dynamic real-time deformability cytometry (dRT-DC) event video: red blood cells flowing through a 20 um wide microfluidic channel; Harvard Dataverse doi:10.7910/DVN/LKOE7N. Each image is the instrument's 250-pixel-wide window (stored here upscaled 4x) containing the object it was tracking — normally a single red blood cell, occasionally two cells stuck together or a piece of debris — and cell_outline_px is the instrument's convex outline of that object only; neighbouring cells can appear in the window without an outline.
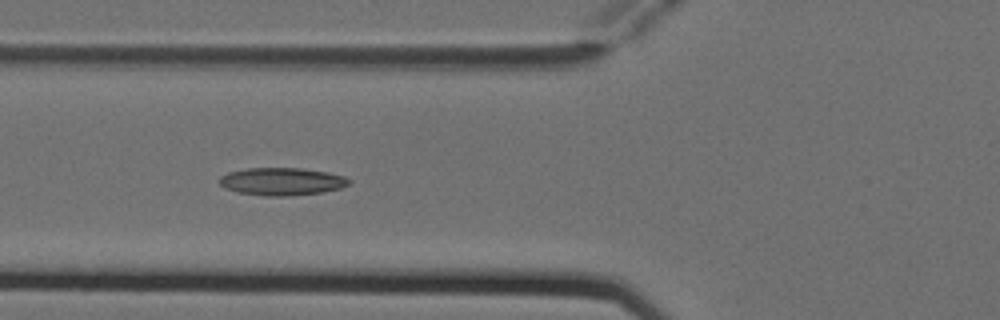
{"species": "Egyptian fruit bat (a non-hibernating species)", "species_latin": "Rousettus aegyptiacus", "temperature_condition": "cold", "stored_images_in_passage": 4, "camera_frame_rate_fps": 3000, "um_per_image_px": 0.085, "animal": {"sex": "female"}, "frame": {"image": 1, "passage_image": 3, "time_ms": 0.667, "image_size_px": [1000, 320], "cell_outline_px": [[352, 180], [348, 184], [340, 188], [324, 192], [288, 196], [264, 196], [236, 192], [224, 188], [220, 184], [220, 176], [228, 172], [248, 168], [300, 168], [328, 172], [344, 176]], "centroid_in_image_um": [23.95, 15.43], "position_along_channel_um": 101.9, "area_um2": 20.98}}
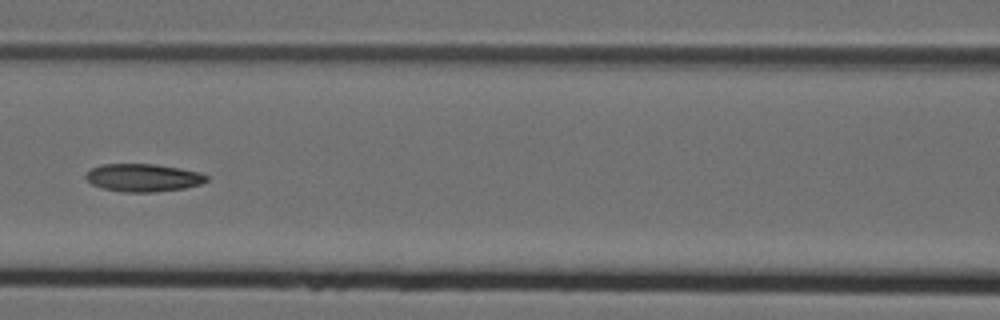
{"frame": {"image": 2, "passage_image": 4, "time_ms": 1.0, "image_size_px": [1000, 320], "cell_outline_px": [[208, 180], [200, 184], [184, 188], [156, 192], [124, 192], [104, 188], [92, 184], [84, 176], [92, 168], [100, 164], [156, 164], [180, 168], [200, 172], [208, 176]], "centroid_in_image_um": [12.19, 15.1], "position_along_channel_um": 154.4, "area_um2": 19.54}}